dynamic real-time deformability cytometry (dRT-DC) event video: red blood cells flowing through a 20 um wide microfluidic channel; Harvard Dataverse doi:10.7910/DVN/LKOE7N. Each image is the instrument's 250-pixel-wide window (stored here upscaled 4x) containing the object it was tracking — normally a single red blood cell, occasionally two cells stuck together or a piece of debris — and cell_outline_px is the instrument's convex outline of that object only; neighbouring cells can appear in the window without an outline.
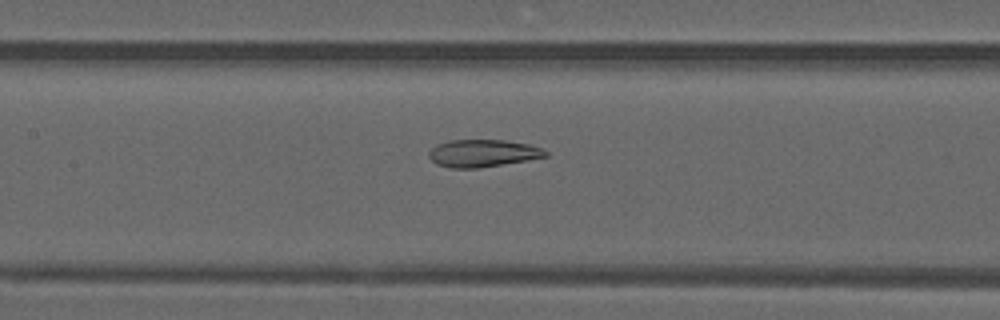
{"species": "common noctule bat (a hibernating species)", "species_latin": "Nyctalus noctula", "temperature_condition": "warm", "stored_images_in_passage": 30, "camera_frame_rate_fps": 3000, "um_per_image_px": 0.085, "animal": {"sex": "male", "forearm_length_mm": 52.5}, "frame": {"image": 1, "passage_image": 20, "time_ms": 6.333, "image_size_px": [1000, 320], "cell_outline_px": [[548, 156], [528, 160], [480, 168], [452, 168], [436, 164], [428, 156], [428, 152], [436, 144], [448, 140], [504, 140], [528, 144], [540, 148], [548, 152]], "centroid_in_image_um": [41.01, 13.03], "position_along_channel_um": 166.4, "area_um2": 18.67}}
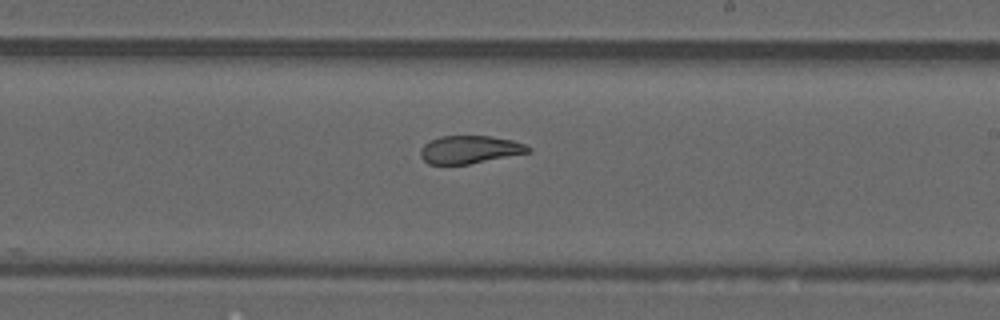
{"frame": {"image": 2, "passage_image": 26, "time_ms": 8.333, "image_size_px": [1000, 320], "cell_outline_px": [[532, 152], [468, 164], [428, 164], [420, 156], [420, 148], [424, 144], [440, 136], [488, 136], [512, 140], [524, 144], [532, 148]], "centroid_in_image_um": [39.93, 12.71], "position_along_channel_um": 249.1, "area_um2": 17.46}}
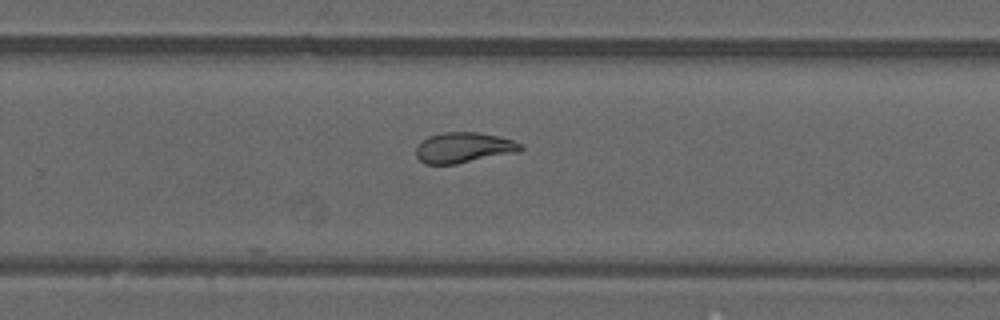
{"frame": {"image": 3, "passage_image": 29, "time_ms": 9.333, "image_size_px": [1000, 320], "cell_outline_px": [[524, 148], [520, 152], [456, 164], [424, 164], [416, 156], [416, 148], [428, 136], [444, 132], [476, 132], [500, 136], [512, 140], [520, 144]], "centroid_in_image_um": [39.44, 12.55], "position_along_channel_um": 290.4, "area_um2": 18.61}}